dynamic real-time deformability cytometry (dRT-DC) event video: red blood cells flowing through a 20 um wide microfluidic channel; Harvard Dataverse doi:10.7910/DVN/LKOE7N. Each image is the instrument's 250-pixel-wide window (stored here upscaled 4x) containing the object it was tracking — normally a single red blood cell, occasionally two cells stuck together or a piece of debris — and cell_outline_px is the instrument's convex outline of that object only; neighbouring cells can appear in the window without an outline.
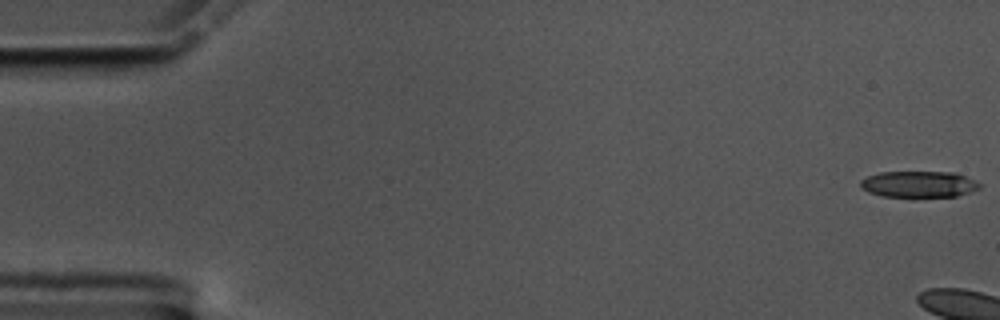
{"species": "common noctule bat (a hibernating species)", "species_latin": "Nyctalus noctula", "temperature_condition": "cold", "stored_images_in_passage": 6, "camera_frame_rate_fps": 3000, "um_per_image_px": 0.085, "animal": {"sex": "male", "body_mass_g": 17.5, "forearm_length_mm": 52.3}, "frame": {"image": 1, "passage_image": 1, "time_ms": 0.0, "image_size_px": [1000, 320], "cell_outline_px": [[980, 188], [956, 196], [884, 196], [868, 192], [860, 188], [860, 180], [868, 176], [880, 172], [952, 172], [964, 176], [980, 184]], "centroid_in_image_um": [78.04, 15.65], "position_along_channel_um": 7.0, "area_um2": 17.92}}